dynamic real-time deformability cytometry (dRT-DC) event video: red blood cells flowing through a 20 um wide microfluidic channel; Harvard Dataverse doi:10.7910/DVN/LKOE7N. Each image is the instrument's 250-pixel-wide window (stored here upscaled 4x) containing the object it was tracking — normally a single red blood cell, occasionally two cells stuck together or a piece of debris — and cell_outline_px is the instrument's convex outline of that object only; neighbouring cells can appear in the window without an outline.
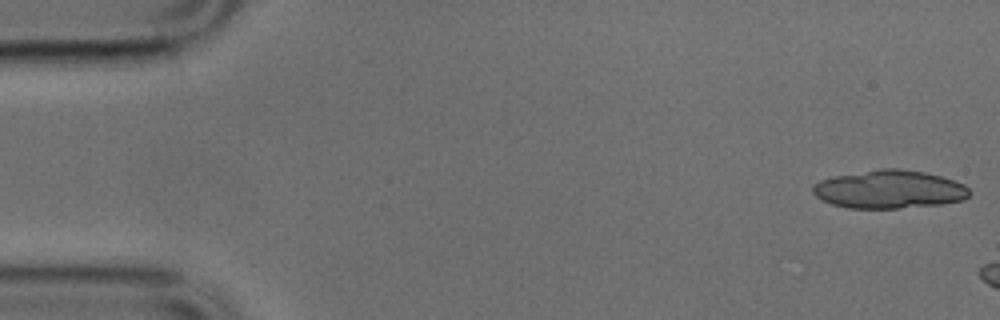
{"species": "common noctule bat (a hibernating species)", "species_latin": "Nyctalus noctula", "temperature_condition": "cold", "stored_images_in_passage": 6, "camera_frame_rate_fps": 3000, "um_per_image_px": 0.085, "animal": {"sex": "male", "body_mass_g": 17.9, "forearm_length_mm": 54.2}, "frame": {"image": 1, "passage_image": 1, "time_ms": 0.0, "image_size_px": [1000, 320], "cell_outline_px": [[968, 196], [964, 200], [940, 204], [900, 208], [848, 208], [832, 204], [816, 196], [812, 192], [812, 184], [820, 180], [836, 176], [880, 168], [900, 168], [924, 172], [940, 176], [964, 184], [968, 188]], "centroid_in_image_um": [75.57, 16.09], "position_along_channel_um": 9.4, "area_um2": 34.74}}